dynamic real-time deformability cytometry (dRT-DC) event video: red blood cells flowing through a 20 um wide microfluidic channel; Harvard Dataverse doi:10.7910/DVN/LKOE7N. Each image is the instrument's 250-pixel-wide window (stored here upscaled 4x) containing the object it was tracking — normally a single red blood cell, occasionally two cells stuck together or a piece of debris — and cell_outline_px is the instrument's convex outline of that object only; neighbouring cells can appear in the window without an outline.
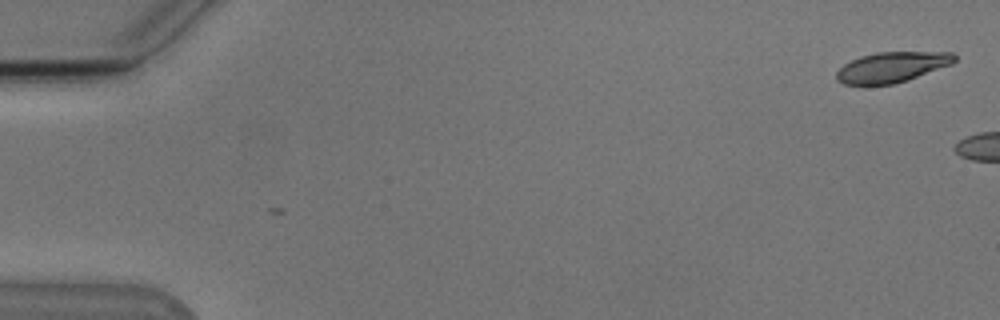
{"species": "Egyptian fruit bat (a non-hibernating species)", "species_latin": "Rousettus aegyptiacus", "temperature_condition": "cold", "stored_images_in_passage": 7, "camera_frame_rate_fps": 3000, "um_per_image_px": 0.085, "animal": {"sex": "male"}, "frame": {"image": 1, "passage_image": 7, "time_ms": 2.0, "image_size_px": [1000, 320], "cell_outline_px": [[956, 60], [952, 64], [908, 80], [892, 84], [864, 88], [844, 84], [836, 80], [836, 72], [844, 64], [860, 56], [876, 52], [952, 52], [956, 56]], "centroid_in_image_um": [75.75, 5.75], "position_along_channel_um": 9.2, "area_um2": 21.5}}